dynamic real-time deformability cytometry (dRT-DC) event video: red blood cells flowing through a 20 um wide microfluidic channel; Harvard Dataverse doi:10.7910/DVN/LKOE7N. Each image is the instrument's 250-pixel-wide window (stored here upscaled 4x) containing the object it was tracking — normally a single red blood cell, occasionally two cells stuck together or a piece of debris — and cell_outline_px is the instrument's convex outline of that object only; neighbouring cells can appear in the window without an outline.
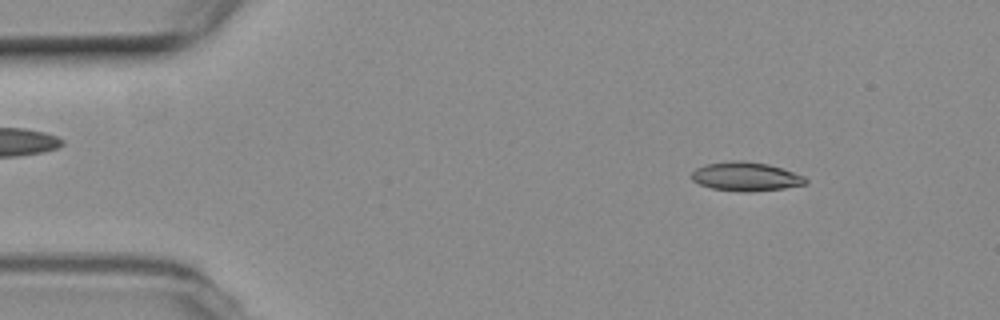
{"species": "common noctule bat (a hibernating species)", "species_latin": "Nyctalus noctula", "temperature_condition": "room temperature", "stored_images_in_passage": 53, "camera_frame_rate_fps": 3000, "um_per_image_px": 0.085, "animal": {"sex": "female", "body_mass_g": 19.3, "forearm_length_mm": 54.1}, "frame": {"image": 1, "passage_image": 4, "time_ms": 1.0, "image_size_px": [1000, 320], "cell_outline_px": [[808, 184], [784, 188], [752, 192], [740, 192], [712, 188], [700, 184], [692, 180], [692, 172], [696, 168], [708, 164], [740, 160], [768, 164], [804, 176], [808, 180]], "centroid_in_image_um": [63.42, 15.02], "position_along_channel_um": 21.6, "area_um2": 19.02}}
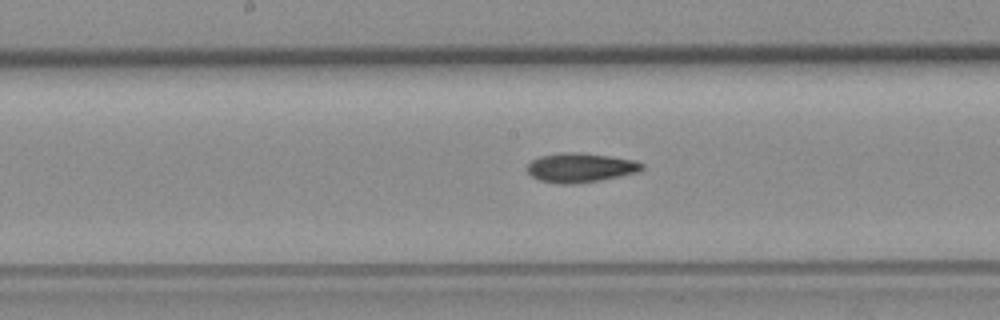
{"frame": {"image": 2, "passage_image": 25, "time_ms": 8.0, "image_size_px": [1000, 320], "cell_outline_px": [[644, 168], [640, 172], [600, 180], [572, 184], [560, 184], [540, 180], [532, 176], [528, 172], [528, 164], [532, 160], [540, 156], [564, 152], [580, 152], [636, 160], [644, 164]], "centroid_in_image_um": [49.37, 14.25], "position_along_channel_um": 198.8, "area_um2": 19.59}}
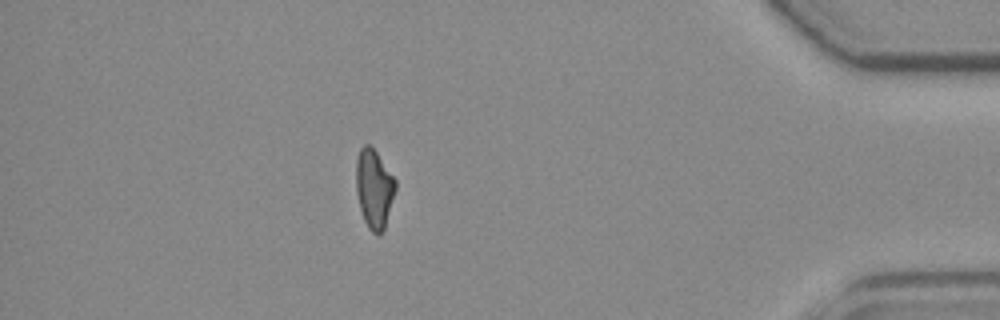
{"frame": {"image": 3, "passage_image": 46, "time_ms": 15.0, "image_size_px": [1000, 320], "cell_outline_px": [[396, 188], [384, 232], [376, 236], [368, 228], [364, 220], [360, 208], [356, 192], [356, 160], [360, 148], [364, 144], [368, 144], [376, 152], [396, 180]], "centroid_in_image_um": [31.8, 16.07], "position_along_channel_um": 403.4, "area_um2": 18.21}, "authors_computed_cell_mechanics": {"area_um2": 18.6694, "velocity_mm_per_s": 3.6277, "shape_relaxation_time_tau1_ms": 10.6313, "shape_relaxation_time_tau2_ms": 5.9831, "deformation_change_tau1": 0.2346, "deformation_change_tau2": 0.1446}}